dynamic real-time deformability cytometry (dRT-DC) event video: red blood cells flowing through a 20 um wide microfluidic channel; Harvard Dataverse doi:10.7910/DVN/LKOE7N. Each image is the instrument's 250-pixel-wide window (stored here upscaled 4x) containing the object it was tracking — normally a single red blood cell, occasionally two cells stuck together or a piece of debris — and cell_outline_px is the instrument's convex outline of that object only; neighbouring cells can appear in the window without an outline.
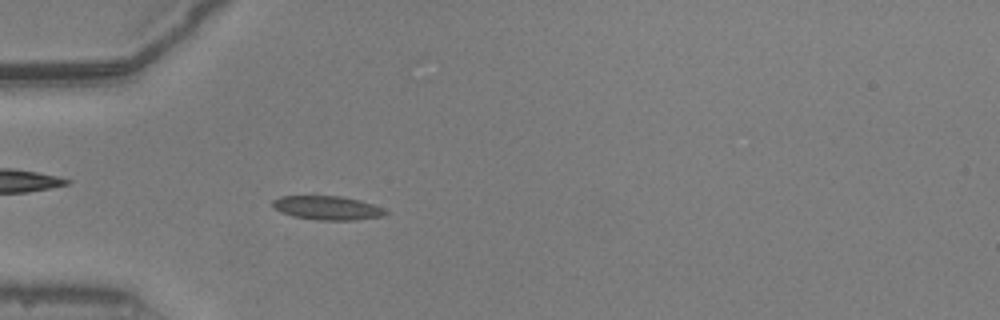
{"species": "common noctule bat (a hibernating species)", "species_latin": "Nyctalus noctula", "temperature_condition": "warm", "stored_images_in_passage": 52, "camera_frame_rate_fps": 3000, "um_per_image_px": 0.085, "animal": {"sex": "male", "body_mass_g": 20.5, "forearm_length_mm": 52.5}, "frame": {"image": 1, "passage_image": 16, "time_ms": 5.0, "image_size_px": [1000, 320], "cell_outline_px": [[388, 212], [384, 216], [356, 220], [320, 220], [292, 216], [276, 208], [272, 204], [272, 200], [280, 196], [340, 196], [360, 200], [384, 208]], "centroid_in_image_um": [27.87, 17.67], "position_along_channel_um": 57.1, "area_um2": 15.61}}
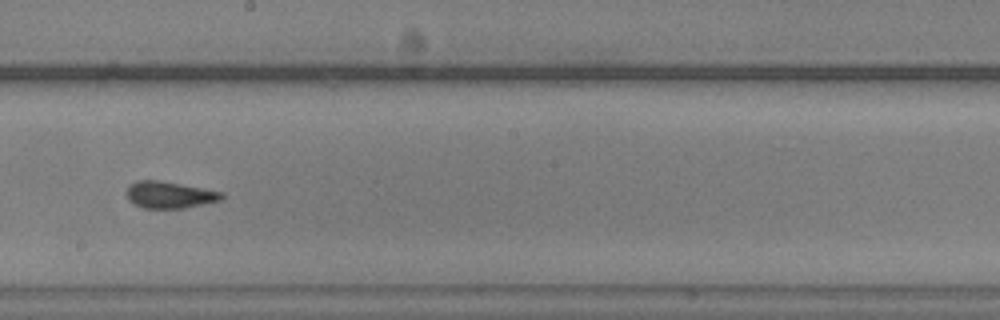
{"frame": {"image": 2, "passage_image": 30, "time_ms": 9.667, "image_size_px": [1000, 320], "cell_outline_px": [[224, 196], [220, 200], [180, 208], [144, 208], [128, 200], [128, 184], [136, 180], [160, 180], [224, 192]], "centroid_in_image_um": [14.39, 16.54], "position_along_channel_um": 233.8, "area_um2": 14.62}}
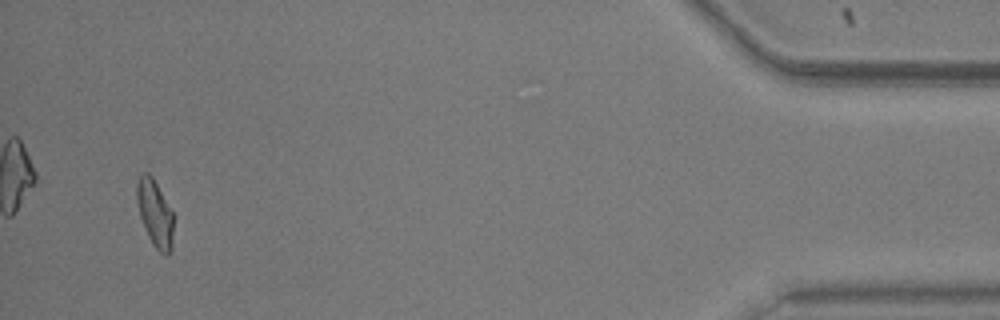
{"frame": {"image": 3, "passage_image": 50, "time_ms": 16.333, "image_size_px": [1000, 320], "cell_outline_px": [[172, 248], [168, 256], [164, 256], [152, 244], [148, 236], [140, 216], [136, 200], [136, 184], [148, 160], [172, 212]], "centroid_in_image_um": [13.14, 17.93], "position_along_channel_um": 422.1, "area_um2": 15.2}, "authors_computed_cell_mechanics": {"area_um2": 15.1147, "velocity_mm_per_s": 3.9143, "shape_relaxation_time_tau1_ms": 4.9773, "shape_relaxation_time_tau2_ms": 1.3383, "deformation_change_tau1": 0.1413, "deformation_change_tau2": 0.0807}}